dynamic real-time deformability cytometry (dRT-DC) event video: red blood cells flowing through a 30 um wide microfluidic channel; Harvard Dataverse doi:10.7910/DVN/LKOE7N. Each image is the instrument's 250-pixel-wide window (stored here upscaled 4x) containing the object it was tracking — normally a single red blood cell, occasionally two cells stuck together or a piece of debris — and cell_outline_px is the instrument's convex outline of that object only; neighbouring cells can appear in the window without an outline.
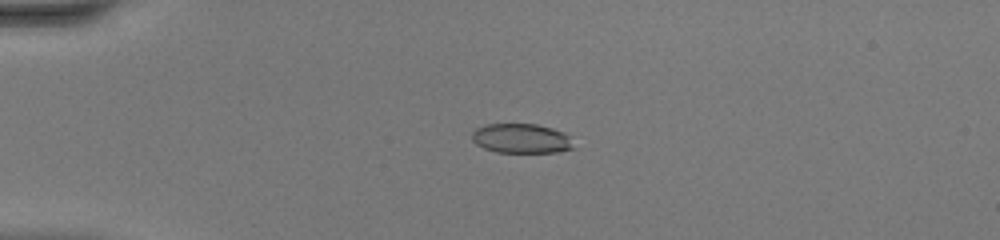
{"species": "common noctule bat (a hibernating species)", "species_latin": "Nyctalus noctula", "temperature_condition": "warm", "stored_images_in_passage": 48, "camera_frame_rate_fps": 3000, "um_per_image_px": 0.085, "animal": {"sex": "female", "body_mass_g": 20.0, "forearm_length_mm": 54.0}, "frame": {"image": 1, "passage_image": 13, "time_ms": 4.0, "image_size_px": [1000, 240], "cell_outline_px": [[576, 148], [556, 152], [496, 152], [484, 148], [476, 144], [472, 140], [472, 132], [476, 128], [484, 124], [536, 124], [552, 128], [564, 132], [568, 136]], "centroid_in_image_um": [44.3, 11.76], "position_along_channel_um": 40.7, "area_um2": 17.57}}
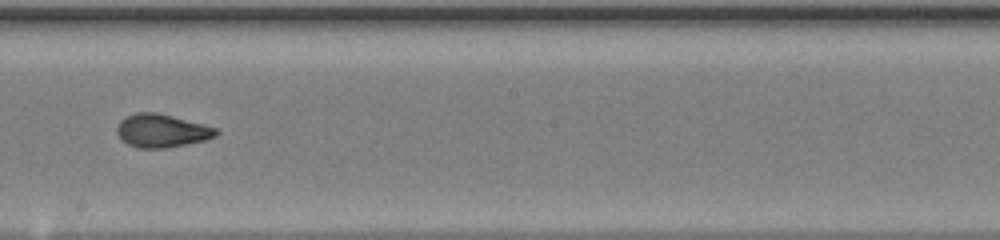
{"frame": {"image": 2, "passage_image": 29, "time_ms": 9.333, "image_size_px": [1000, 240], "cell_outline_px": [[220, 132], [216, 136], [204, 140], [164, 148], [140, 148], [128, 144], [120, 140], [116, 132], [116, 128], [120, 120], [124, 116], [136, 112], [156, 112], [204, 124], [216, 128]], "centroid_in_image_um": [13.7, 11.1], "position_along_channel_um": 234.5, "area_um2": 19.25}}
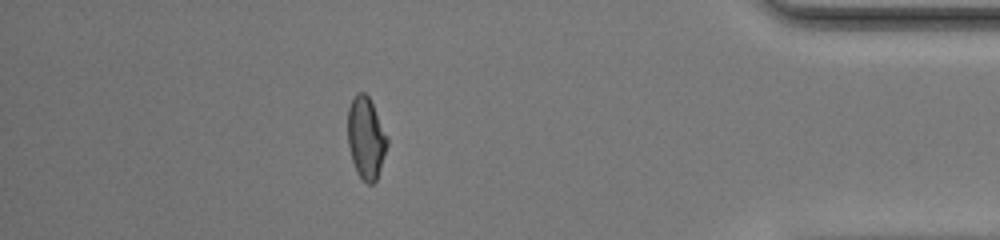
{"frame": {"image": 3, "passage_image": 43, "time_ms": 14.0, "image_size_px": [1000, 240], "cell_outline_px": [[388, 144], [376, 180], [372, 184], [368, 184], [356, 172], [352, 160], [348, 144], [348, 108], [356, 92], [364, 92], [368, 96], [388, 136]], "centroid_in_image_um": [31.11, 11.71], "position_along_channel_um": 404.1, "area_um2": 18.67}, "authors_computed_cell_mechanics": {"area_um2": 19.0162, "velocity_mm_per_s": 4.4239, "shape_relaxation_time_tau1_ms": null, "shape_relaxation_time_tau2_ms": 0.8383, "deformation_change_tau1": null, "deformation_change_tau2": 0.0614}}